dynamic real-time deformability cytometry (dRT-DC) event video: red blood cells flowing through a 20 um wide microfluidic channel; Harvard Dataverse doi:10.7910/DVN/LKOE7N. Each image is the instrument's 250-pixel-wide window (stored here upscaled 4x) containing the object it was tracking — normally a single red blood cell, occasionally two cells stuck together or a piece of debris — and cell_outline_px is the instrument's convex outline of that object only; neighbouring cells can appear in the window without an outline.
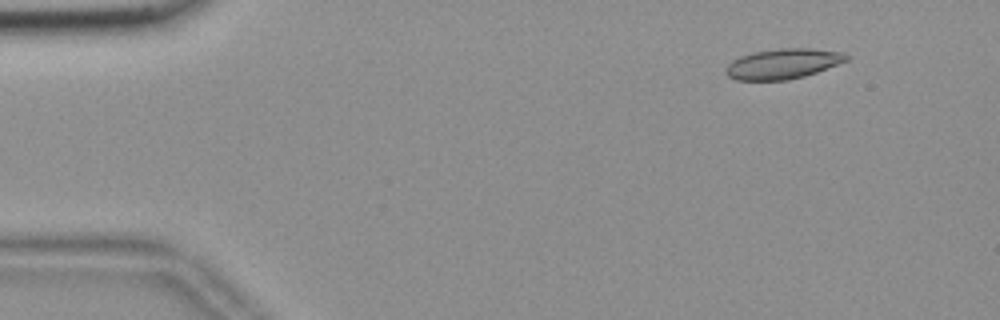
{"species": "common noctule bat (a hibernating species)", "species_latin": "Nyctalus noctula", "temperature_condition": "room temperature", "stored_images_in_passage": 56, "camera_frame_rate_fps": 3000, "um_per_image_px": 0.085, "animal": {"sex": "female", "body_mass_g": 18.4}, "frame": {"image": 1, "passage_image": 6, "time_ms": 1.667, "image_size_px": [1000, 320], "cell_outline_px": [[848, 60], [816, 72], [804, 76], [788, 80], [736, 80], [728, 76], [724, 72], [728, 64], [732, 60], [740, 56], [752, 52], [776, 48], [812, 48], [844, 52], [848, 56]], "centroid_in_image_um": [66.53, 5.41], "position_along_channel_um": 18.5, "area_um2": 21.33}}
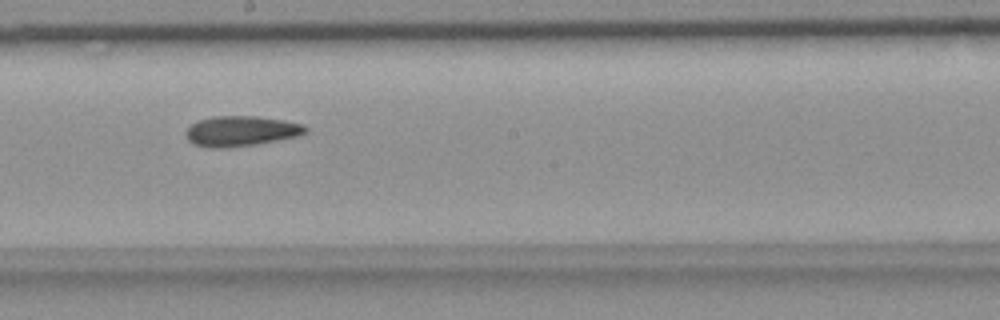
{"frame": {"image": 2, "passage_image": 31, "time_ms": 10.0, "image_size_px": [1000, 320], "cell_outline_px": [[308, 132], [296, 136], [256, 144], [224, 148], [204, 148], [192, 144], [184, 136], [184, 132], [192, 124], [200, 120], [212, 116], [256, 116], [284, 120], [304, 124], [308, 128]], "centroid_in_image_um": [20.45, 11.15], "position_along_channel_um": 227.8, "area_um2": 21.27}}
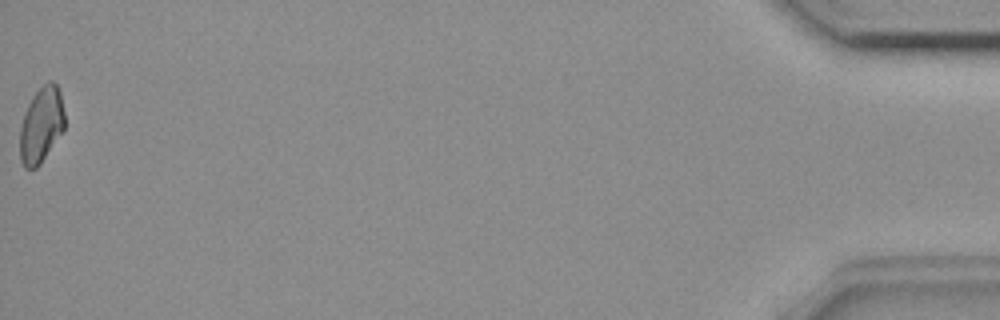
{"frame": {"image": 3, "passage_image": 56, "time_ms": 18.333, "image_size_px": [1000, 320], "cell_outline_px": [[64, 128], [40, 164], [36, 168], [24, 168], [20, 160], [20, 128], [28, 104], [32, 96], [48, 80], [52, 80], [56, 84], [60, 92], [64, 112]], "centroid_in_image_um": [3.5, 10.61], "position_along_channel_um": 431.7, "area_um2": 19.48}}